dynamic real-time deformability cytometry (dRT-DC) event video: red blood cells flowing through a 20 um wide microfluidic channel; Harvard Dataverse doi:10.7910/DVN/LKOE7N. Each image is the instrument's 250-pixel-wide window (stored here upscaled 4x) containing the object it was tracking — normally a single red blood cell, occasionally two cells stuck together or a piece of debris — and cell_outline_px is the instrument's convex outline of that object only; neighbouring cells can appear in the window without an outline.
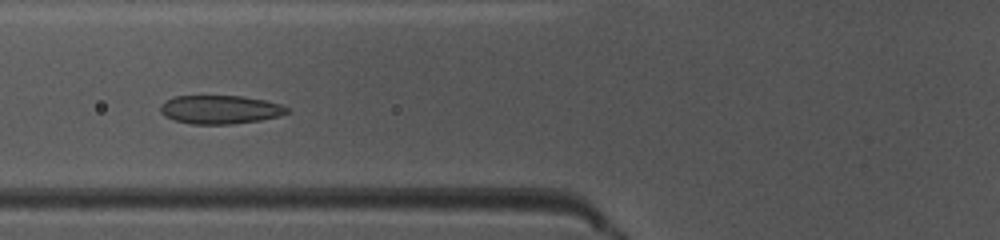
{"species": "common noctule bat (a hibernating species)", "species_latin": "Nyctalus noctula", "temperature_condition": "warm", "stored_images_in_passage": 36, "camera_frame_rate_fps": 3000, "um_per_image_px": 0.085, "animal": {"sex": "female", "body_mass_g": 10.0, "forearm_length_mm": 53.1}, "frame": {"image": 1, "passage_image": 6, "time_ms": 1.667, "image_size_px": [1000, 240], "cell_outline_px": [[288, 112], [280, 116], [260, 120], [232, 124], [192, 124], [176, 120], [164, 116], [160, 112], [160, 108], [168, 100], [176, 96], [244, 96], [264, 100], [280, 104], [288, 108]], "centroid_in_image_um": [18.74, 9.31], "position_along_channel_um": 107.1, "area_um2": 20.87}}
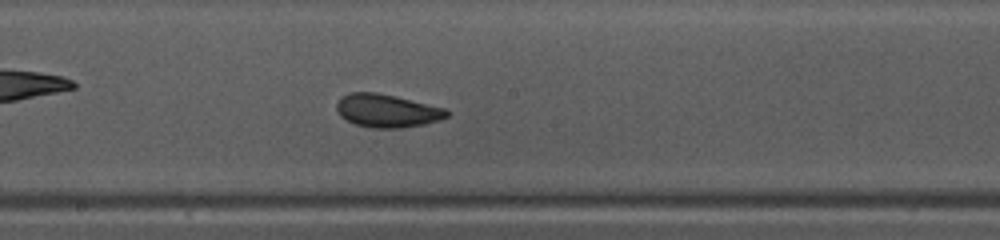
{"frame": {"image": 2, "passage_image": 14, "time_ms": 4.333, "image_size_px": [1000, 240], "cell_outline_px": [[452, 112], [448, 116], [424, 124], [400, 128], [372, 128], [356, 124], [340, 116], [336, 112], [336, 104], [340, 96], [348, 92], [376, 92], [396, 96], [444, 108]], "centroid_in_image_um": [32.85, 9.4], "position_along_channel_um": 215.3, "area_um2": 21.33}}
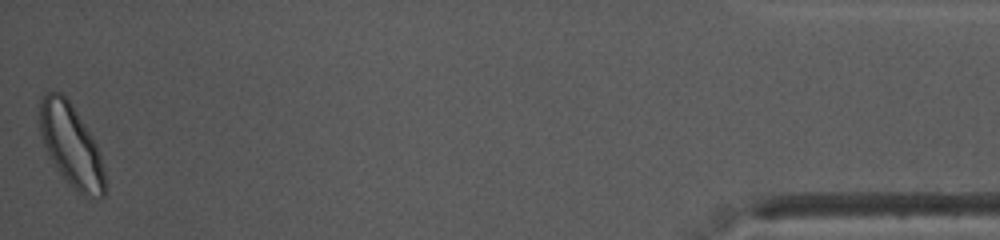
{"frame": {"image": 3, "passage_image": 36, "time_ms": 11.667, "image_size_px": [1000, 240], "cell_outline_px": [[104, 196], [84, 196], [68, 184], [48, 156], [40, 132], [40, 96], [48, 92], [60, 92], [72, 104], [92, 136], [100, 152], [104, 168]], "centroid_in_image_um": [6.03, 12.35], "position_along_channel_um": 429.2, "area_um2": 30.98}, "authors_computed_cell_mechanics": {"area_um2": 21.1837, "velocity_mm_per_s": 4.0369, "shape_relaxation_time_tau1_ms": 4.0239, "shape_relaxation_time_tau2_ms": 1.0815, "deformation_change_tau1": 0.1174, "deformation_change_tau2": 0.0506}}